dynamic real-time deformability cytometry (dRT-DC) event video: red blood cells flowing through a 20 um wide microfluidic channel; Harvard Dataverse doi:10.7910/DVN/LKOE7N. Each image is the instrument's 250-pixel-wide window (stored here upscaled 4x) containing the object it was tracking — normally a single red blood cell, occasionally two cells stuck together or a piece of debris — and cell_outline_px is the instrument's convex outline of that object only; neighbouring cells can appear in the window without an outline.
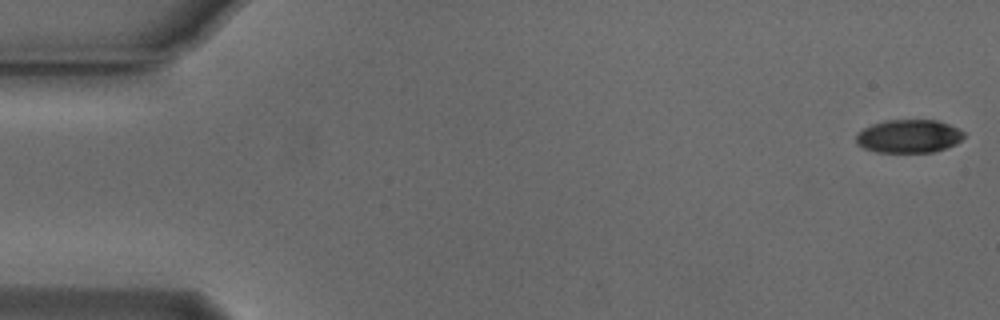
{"species": "Egyptian fruit bat (a non-hibernating species)", "species_latin": "Rousettus aegyptiacus", "temperature_condition": "cold", "stored_images_in_passage": 54, "camera_frame_rate_fps": 3000, "um_per_image_px": 0.085, "animal": {"sex": "male"}, "frame": {"image": 1, "passage_image": 1, "time_ms": 0.0, "image_size_px": [1000, 320], "cell_outline_px": [[964, 136], [956, 144], [932, 152], [876, 152], [864, 148], [856, 144], [856, 136], [864, 128], [872, 124], [888, 120], [936, 120], [948, 124], [964, 132]], "centroid_in_image_um": [77.23, 11.58], "position_along_channel_um": 7.8, "area_um2": 20.69}}
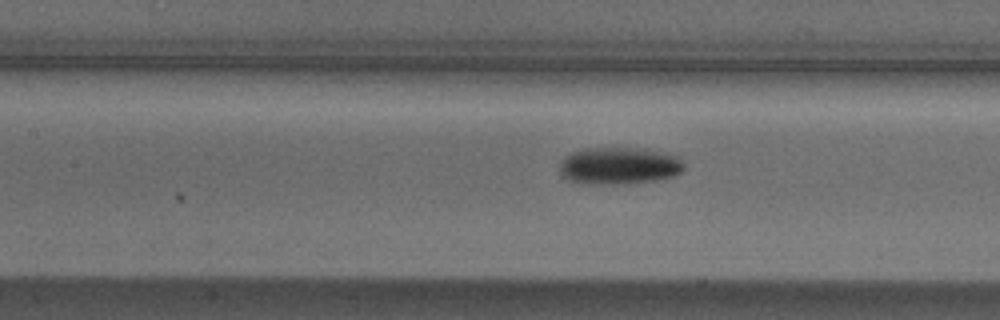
{"frame": {"image": 2, "passage_image": 24, "time_ms": 7.667, "image_size_px": [1000, 320], "cell_outline_px": [[684, 168], [680, 172], [672, 176], [652, 180], [616, 184], [580, 184], [564, 180], [560, 176], [560, 164], [564, 156], [572, 152], [584, 148], [648, 148], [680, 156], [684, 164]], "centroid_in_image_um": [52.57, 14.08], "position_along_channel_um": 154.8, "area_um2": 27.34}}
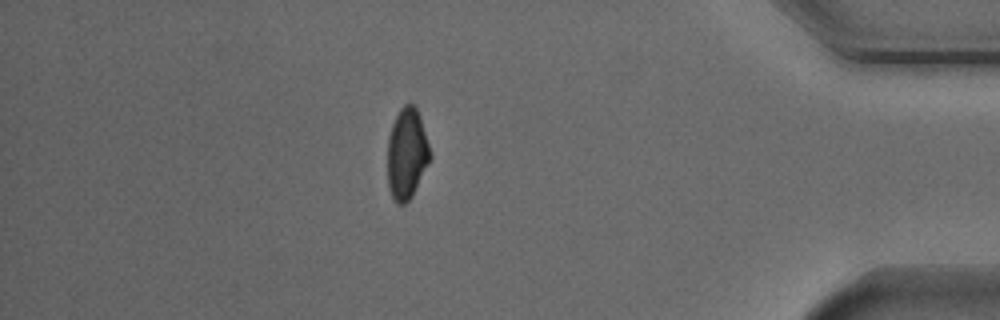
{"frame": {"image": 3, "passage_image": 47, "time_ms": 15.333, "image_size_px": [1000, 320], "cell_outline_px": [[432, 156], [412, 196], [404, 204], [396, 204], [388, 188], [388, 136], [392, 124], [400, 108], [404, 104], [412, 104], [416, 108], [420, 116]], "centroid_in_image_um": [34.57, 13.07], "position_along_channel_um": 400.6, "area_um2": 22.48}, "authors_computed_cell_mechanics": {"area_um2": 23.5824, "velocity_mm_per_s": 3.7769, "shape_relaxation_time_tau1_ms": 2.7918, "shape_relaxation_time_tau2_ms": null, "deformation_change_tau1": 0.143, "deformation_change_tau2": null}}